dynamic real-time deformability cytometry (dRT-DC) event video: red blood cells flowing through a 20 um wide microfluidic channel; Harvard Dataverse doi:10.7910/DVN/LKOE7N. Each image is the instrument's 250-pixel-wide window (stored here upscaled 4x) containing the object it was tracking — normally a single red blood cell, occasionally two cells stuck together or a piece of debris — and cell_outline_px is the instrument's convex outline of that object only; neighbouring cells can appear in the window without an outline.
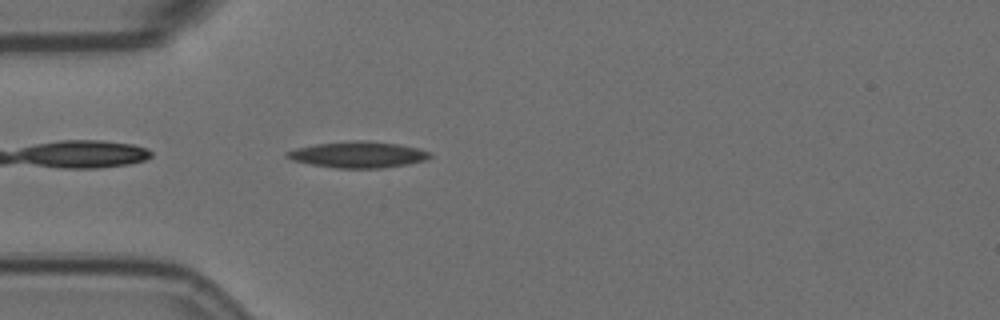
{"species": "Egyptian fruit bat (a non-hibernating species)", "species_latin": "Rousettus aegyptiacus", "temperature_condition": "room temperature", "stored_images_in_passage": 43, "camera_frame_rate_fps": 3000, "um_per_image_px": 0.085, "animal": {"sex": "female"}, "frame": {"image": 1, "passage_image": 2, "time_ms": 0.333, "image_size_px": [1000, 320], "cell_outline_px": [[432, 156], [424, 160], [408, 164], [380, 168], [336, 168], [312, 164], [292, 160], [284, 156], [284, 152], [296, 148], [316, 144], [352, 140], [364, 140], [400, 144], [420, 148], [432, 152]], "centroid_in_image_um": [30.45, 13.13], "position_along_channel_um": 54.5, "area_um2": 21.96}}
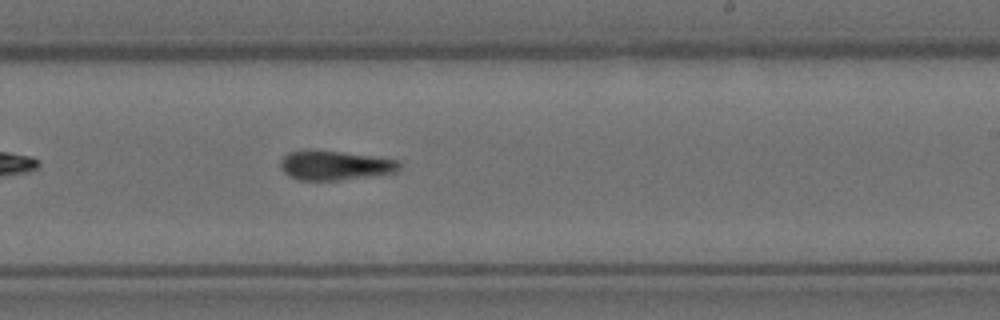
{"frame": {"image": 2, "passage_image": 20, "time_ms": 6.333, "image_size_px": [1000, 320], "cell_outline_px": [[400, 168], [396, 172], [340, 180], [300, 180], [288, 176], [280, 168], [280, 160], [288, 152], [308, 148], [312, 148], [400, 160]], "centroid_in_image_um": [28.4, 14.03], "position_along_channel_um": 260.6, "area_um2": 20.63}}
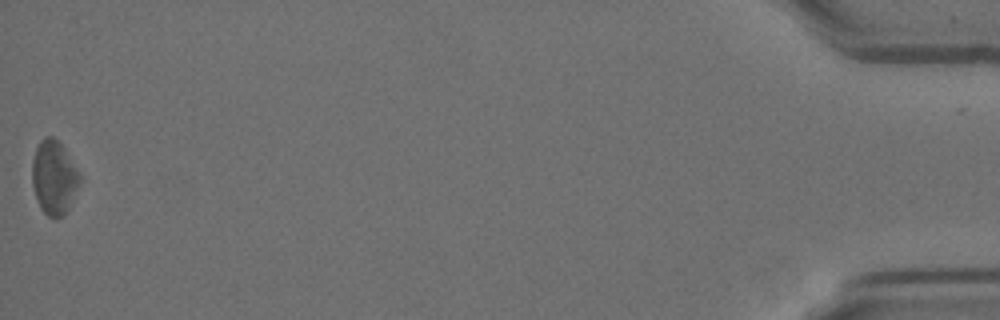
{"frame": {"image": 3, "passage_image": 43, "time_ms": 14.0, "image_size_px": [1000, 320], "cell_outline_px": [[80, 180], [68, 208], [56, 220], [48, 216], [40, 208], [32, 184], [32, 160], [36, 148], [40, 140], [44, 136], [52, 136], [64, 148], [80, 176]], "centroid_in_image_um": [4.55, 15.07], "position_along_channel_um": 430.7, "area_um2": 20.06}, "authors_computed_cell_mechanics": {"area_um2": 20.5768, "velocity_mm_per_s": 3.5209, "shape_relaxation_time_tau1_ms": null, "shape_relaxation_time_tau2_ms": 3.3911, "deformation_change_tau1": null, "deformation_change_tau2": 0.1263}}